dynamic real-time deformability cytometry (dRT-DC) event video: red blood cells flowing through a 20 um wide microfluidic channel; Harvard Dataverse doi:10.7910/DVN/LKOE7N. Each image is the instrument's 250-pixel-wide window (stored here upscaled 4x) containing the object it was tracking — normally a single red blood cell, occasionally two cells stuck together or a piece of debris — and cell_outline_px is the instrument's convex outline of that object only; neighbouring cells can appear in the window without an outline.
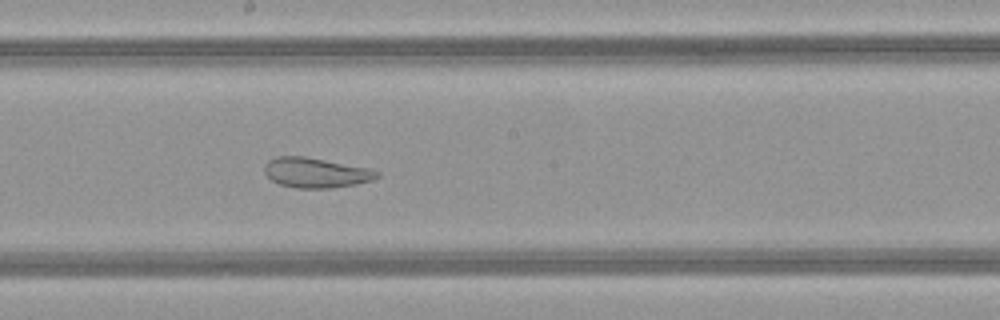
{"species": "common noctule bat (a hibernating species)", "species_latin": "Nyctalus noctula", "temperature_condition": "warm", "stored_images_in_passage": 39, "camera_frame_rate_fps": 3000, "um_per_image_px": 0.085, "animal": {"sex": "female", "body_mass_g": 21.9}, "frame": {"image": 1, "passage_image": 17, "time_ms": 5.333, "image_size_px": [1000, 320], "cell_outline_px": [[380, 176], [372, 180], [356, 184], [332, 188], [296, 188], [280, 184], [272, 180], [264, 172], [264, 164], [268, 160], [276, 156], [304, 156], [368, 168], [380, 172]], "centroid_in_image_um": [26.83, 14.68], "position_along_channel_um": 221.4, "area_um2": 19.65}}
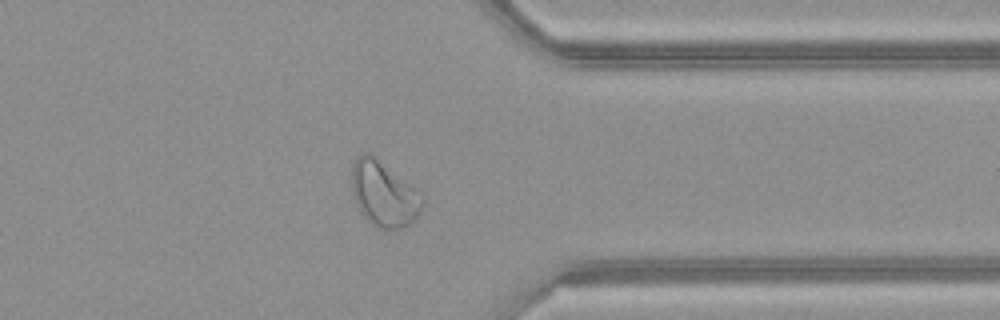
{"frame": {"image": 2, "passage_image": 29, "time_ms": 9.333, "image_size_px": [1000, 320], "cell_outline_px": [[424, 204], [420, 212], [408, 224], [400, 228], [376, 228], [360, 212], [352, 192], [352, 168], [356, 156], [360, 152], [372, 152], [416, 188], [424, 196]], "centroid_in_image_um": [32.62, 16.42], "position_along_channel_um": 378.8, "area_um2": 27.17}}
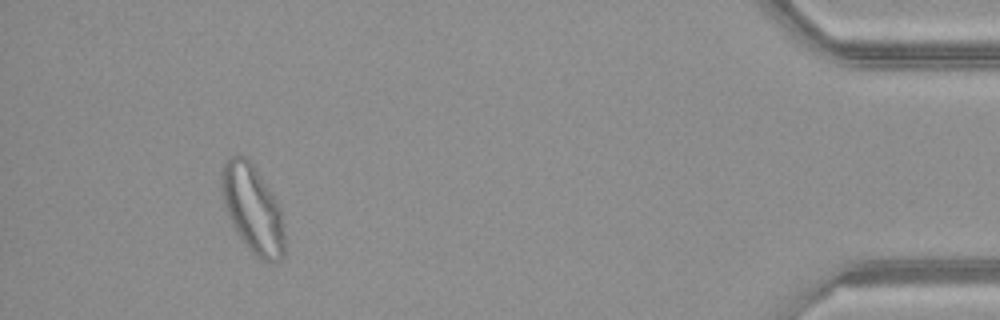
{"frame": {"image": 3, "passage_image": 36, "time_ms": 11.667, "image_size_px": [1000, 320], "cell_outline_px": [[284, 256], [280, 260], [272, 264], [268, 264], [256, 256], [244, 244], [232, 224], [224, 204], [220, 188], [220, 180], [224, 164], [232, 156], [240, 152], [248, 156], [272, 192], [280, 208], [284, 224]], "centroid_in_image_um": [21.49, 17.75], "position_along_channel_um": 413.7, "area_um2": 32.77}, "authors_computed_cell_mechanics": {"area_um2": 25.2008, "velocity_mm_per_s": 4.1234, "shape_relaxation_time_tau1_ms": null, "shape_relaxation_time_tau2_ms": 1.8479, "deformation_change_tau1": null, "deformation_change_tau2": 0.0964}}